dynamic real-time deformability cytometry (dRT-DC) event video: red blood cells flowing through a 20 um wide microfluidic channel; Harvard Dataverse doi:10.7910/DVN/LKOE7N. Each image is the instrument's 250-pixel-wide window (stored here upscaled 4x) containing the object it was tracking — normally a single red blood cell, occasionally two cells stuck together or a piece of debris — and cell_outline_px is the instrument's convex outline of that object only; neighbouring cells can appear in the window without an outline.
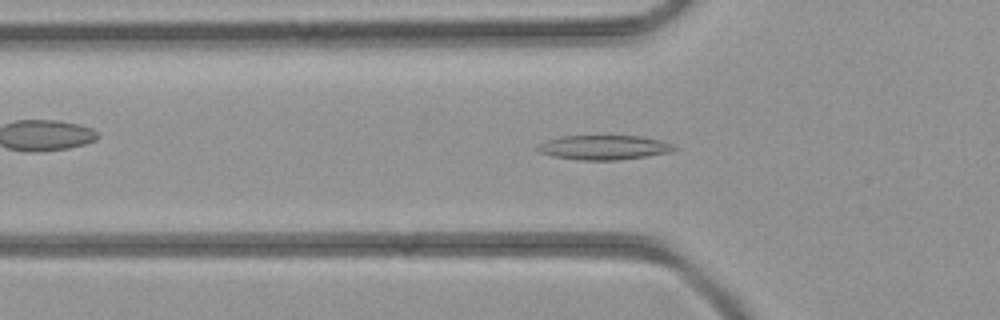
{"species": "common noctule bat (a hibernating species)", "species_latin": "Nyctalus noctula", "temperature_condition": "room temperature", "stored_images_in_passage": 28, "camera_frame_rate_fps": 3000, "um_per_image_px": 0.085, "animal": {"sex": "female", "body_mass_g": 21.9}, "frame": {"image": 1, "passage_image": 2, "time_ms": 0.333, "image_size_px": [1000, 320], "cell_outline_px": [[680, 148], [672, 152], [620, 160], [580, 160], [552, 156], [540, 152], [536, 148], [540, 144], [548, 140], [560, 136], [640, 136], [660, 140], [676, 144]], "centroid_in_image_um": [51.41, 12.53], "position_along_channel_um": 74.4, "area_um2": 19.59}}
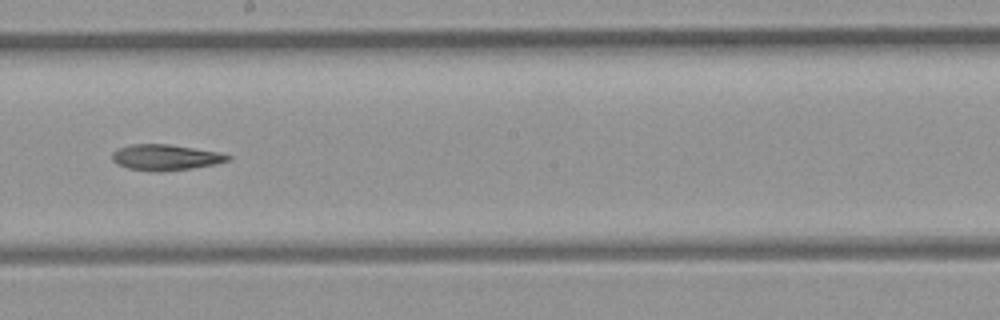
{"frame": {"image": 2, "passage_image": 12, "time_ms": 3.667, "image_size_px": [1000, 320], "cell_outline_px": [[232, 156], [228, 160], [212, 164], [192, 168], [160, 172], [128, 168], [116, 164], [112, 160], [112, 152], [120, 148], [132, 144], [168, 144], [220, 152]], "centroid_in_image_um": [14.04, 13.37], "position_along_channel_um": 234.2, "area_um2": 17.22}}
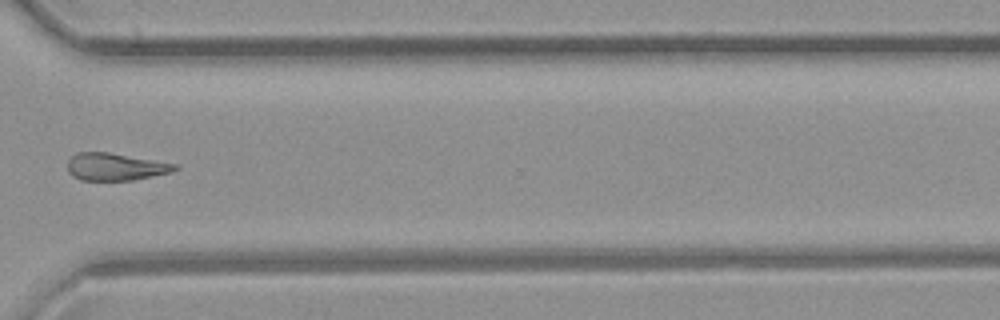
{"frame": {"image": 3, "passage_image": 20, "time_ms": 6.333, "image_size_px": [1000, 320], "cell_outline_px": [[180, 168], [172, 172], [132, 180], [80, 180], [72, 176], [68, 172], [68, 160], [72, 156], [80, 152], [108, 152], [180, 164]], "centroid_in_image_um": [9.85, 14.17], "position_along_channel_um": 360.8, "area_um2": 17.22}}